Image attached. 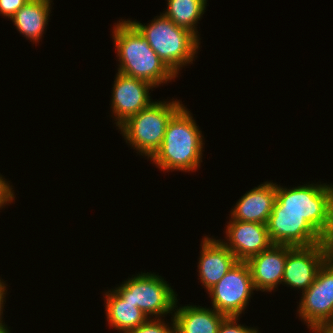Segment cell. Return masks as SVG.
Segmentation results:
<instances>
[{
  "label": "cell",
  "mask_w": 333,
  "mask_h": 333,
  "mask_svg": "<svg viewBox=\"0 0 333 333\" xmlns=\"http://www.w3.org/2000/svg\"><path fill=\"white\" fill-rule=\"evenodd\" d=\"M253 290L255 288L248 263L238 261L208 294L216 311L226 317H239L245 311Z\"/></svg>",
  "instance_id": "obj_7"
},
{
  "label": "cell",
  "mask_w": 333,
  "mask_h": 333,
  "mask_svg": "<svg viewBox=\"0 0 333 333\" xmlns=\"http://www.w3.org/2000/svg\"><path fill=\"white\" fill-rule=\"evenodd\" d=\"M175 303L173 319L175 333H217L226 318L214 308L190 305L178 307ZM177 308V309H176Z\"/></svg>",
  "instance_id": "obj_16"
},
{
  "label": "cell",
  "mask_w": 333,
  "mask_h": 333,
  "mask_svg": "<svg viewBox=\"0 0 333 333\" xmlns=\"http://www.w3.org/2000/svg\"><path fill=\"white\" fill-rule=\"evenodd\" d=\"M114 24L112 36L120 63L118 73L145 80L155 87L178 77L128 19Z\"/></svg>",
  "instance_id": "obj_1"
},
{
  "label": "cell",
  "mask_w": 333,
  "mask_h": 333,
  "mask_svg": "<svg viewBox=\"0 0 333 333\" xmlns=\"http://www.w3.org/2000/svg\"><path fill=\"white\" fill-rule=\"evenodd\" d=\"M298 314L307 327L333 322V259L320 268L313 284L302 293Z\"/></svg>",
  "instance_id": "obj_9"
},
{
  "label": "cell",
  "mask_w": 333,
  "mask_h": 333,
  "mask_svg": "<svg viewBox=\"0 0 333 333\" xmlns=\"http://www.w3.org/2000/svg\"><path fill=\"white\" fill-rule=\"evenodd\" d=\"M105 300L108 324L120 333H128L149 319L136 304L123 300L113 289L105 292Z\"/></svg>",
  "instance_id": "obj_18"
},
{
  "label": "cell",
  "mask_w": 333,
  "mask_h": 333,
  "mask_svg": "<svg viewBox=\"0 0 333 333\" xmlns=\"http://www.w3.org/2000/svg\"><path fill=\"white\" fill-rule=\"evenodd\" d=\"M191 114L183 105L168 121L163 142L150 158L159 169L190 172L200 167L204 137Z\"/></svg>",
  "instance_id": "obj_2"
},
{
  "label": "cell",
  "mask_w": 333,
  "mask_h": 333,
  "mask_svg": "<svg viewBox=\"0 0 333 333\" xmlns=\"http://www.w3.org/2000/svg\"><path fill=\"white\" fill-rule=\"evenodd\" d=\"M167 2V9L162 14L179 27L192 32L200 40L196 26L206 10L207 3L203 0H167Z\"/></svg>",
  "instance_id": "obj_19"
},
{
  "label": "cell",
  "mask_w": 333,
  "mask_h": 333,
  "mask_svg": "<svg viewBox=\"0 0 333 333\" xmlns=\"http://www.w3.org/2000/svg\"><path fill=\"white\" fill-rule=\"evenodd\" d=\"M240 317H226L220 324L217 333H260L257 328L238 324Z\"/></svg>",
  "instance_id": "obj_21"
},
{
  "label": "cell",
  "mask_w": 333,
  "mask_h": 333,
  "mask_svg": "<svg viewBox=\"0 0 333 333\" xmlns=\"http://www.w3.org/2000/svg\"><path fill=\"white\" fill-rule=\"evenodd\" d=\"M29 0H0V14L11 19Z\"/></svg>",
  "instance_id": "obj_22"
},
{
  "label": "cell",
  "mask_w": 333,
  "mask_h": 333,
  "mask_svg": "<svg viewBox=\"0 0 333 333\" xmlns=\"http://www.w3.org/2000/svg\"><path fill=\"white\" fill-rule=\"evenodd\" d=\"M182 106L178 100L154 101L129 117L118 129L126 143L149 159L162 144L168 121Z\"/></svg>",
  "instance_id": "obj_5"
},
{
  "label": "cell",
  "mask_w": 333,
  "mask_h": 333,
  "mask_svg": "<svg viewBox=\"0 0 333 333\" xmlns=\"http://www.w3.org/2000/svg\"><path fill=\"white\" fill-rule=\"evenodd\" d=\"M286 262V245L272 244L268 249L251 257L249 265L256 291L271 292L282 283Z\"/></svg>",
  "instance_id": "obj_14"
},
{
  "label": "cell",
  "mask_w": 333,
  "mask_h": 333,
  "mask_svg": "<svg viewBox=\"0 0 333 333\" xmlns=\"http://www.w3.org/2000/svg\"><path fill=\"white\" fill-rule=\"evenodd\" d=\"M156 17L147 25L136 20L129 21L144 36L159 58L176 75H179L183 66L195 61L194 56L200 49V40L192 32L174 24L163 14Z\"/></svg>",
  "instance_id": "obj_4"
},
{
  "label": "cell",
  "mask_w": 333,
  "mask_h": 333,
  "mask_svg": "<svg viewBox=\"0 0 333 333\" xmlns=\"http://www.w3.org/2000/svg\"><path fill=\"white\" fill-rule=\"evenodd\" d=\"M314 333H333V322L323 323L311 329Z\"/></svg>",
  "instance_id": "obj_25"
},
{
  "label": "cell",
  "mask_w": 333,
  "mask_h": 333,
  "mask_svg": "<svg viewBox=\"0 0 333 333\" xmlns=\"http://www.w3.org/2000/svg\"><path fill=\"white\" fill-rule=\"evenodd\" d=\"M330 246V257L333 259V236L328 240Z\"/></svg>",
  "instance_id": "obj_26"
},
{
  "label": "cell",
  "mask_w": 333,
  "mask_h": 333,
  "mask_svg": "<svg viewBox=\"0 0 333 333\" xmlns=\"http://www.w3.org/2000/svg\"><path fill=\"white\" fill-rule=\"evenodd\" d=\"M152 88L155 86L145 80L117 72L111 99L112 114L116 119L114 124L117 127L153 102L149 95Z\"/></svg>",
  "instance_id": "obj_10"
},
{
  "label": "cell",
  "mask_w": 333,
  "mask_h": 333,
  "mask_svg": "<svg viewBox=\"0 0 333 333\" xmlns=\"http://www.w3.org/2000/svg\"><path fill=\"white\" fill-rule=\"evenodd\" d=\"M12 186L6 181L5 178L0 175V208L3 209L5 205L13 202L14 198V190H12Z\"/></svg>",
  "instance_id": "obj_23"
},
{
  "label": "cell",
  "mask_w": 333,
  "mask_h": 333,
  "mask_svg": "<svg viewBox=\"0 0 333 333\" xmlns=\"http://www.w3.org/2000/svg\"><path fill=\"white\" fill-rule=\"evenodd\" d=\"M227 224L225 233L228 242L222 240V243L238 261L247 262L272 245L266 224L245 221H229Z\"/></svg>",
  "instance_id": "obj_12"
},
{
  "label": "cell",
  "mask_w": 333,
  "mask_h": 333,
  "mask_svg": "<svg viewBox=\"0 0 333 333\" xmlns=\"http://www.w3.org/2000/svg\"><path fill=\"white\" fill-rule=\"evenodd\" d=\"M51 2V0H29L10 20L20 34L37 43L47 27Z\"/></svg>",
  "instance_id": "obj_17"
},
{
  "label": "cell",
  "mask_w": 333,
  "mask_h": 333,
  "mask_svg": "<svg viewBox=\"0 0 333 333\" xmlns=\"http://www.w3.org/2000/svg\"><path fill=\"white\" fill-rule=\"evenodd\" d=\"M0 333H10L7 326H0Z\"/></svg>",
  "instance_id": "obj_27"
},
{
  "label": "cell",
  "mask_w": 333,
  "mask_h": 333,
  "mask_svg": "<svg viewBox=\"0 0 333 333\" xmlns=\"http://www.w3.org/2000/svg\"><path fill=\"white\" fill-rule=\"evenodd\" d=\"M133 276L113 290L123 300L136 304L148 318H162L168 313L173 315L177 294L164 278L151 272Z\"/></svg>",
  "instance_id": "obj_6"
},
{
  "label": "cell",
  "mask_w": 333,
  "mask_h": 333,
  "mask_svg": "<svg viewBox=\"0 0 333 333\" xmlns=\"http://www.w3.org/2000/svg\"><path fill=\"white\" fill-rule=\"evenodd\" d=\"M330 258L328 241L311 246L286 245V262L282 285L306 291L315 281L318 271Z\"/></svg>",
  "instance_id": "obj_8"
},
{
  "label": "cell",
  "mask_w": 333,
  "mask_h": 333,
  "mask_svg": "<svg viewBox=\"0 0 333 333\" xmlns=\"http://www.w3.org/2000/svg\"><path fill=\"white\" fill-rule=\"evenodd\" d=\"M304 184L283 188L276 184L272 212L299 213L325 240L333 236V185Z\"/></svg>",
  "instance_id": "obj_3"
},
{
  "label": "cell",
  "mask_w": 333,
  "mask_h": 333,
  "mask_svg": "<svg viewBox=\"0 0 333 333\" xmlns=\"http://www.w3.org/2000/svg\"><path fill=\"white\" fill-rule=\"evenodd\" d=\"M6 283L5 281L3 282L1 279H0V326H7L3 323V320H2V314H3V308H4V301H5V295L7 293V290H6Z\"/></svg>",
  "instance_id": "obj_24"
},
{
  "label": "cell",
  "mask_w": 333,
  "mask_h": 333,
  "mask_svg": "<svg viewBox=\"0 0 333 333\" xmlns=\"http://www.w3.org/2000/svg\"><path fill=\"white\" fill-rule=\"evenodd\" d=\"M276 200V183L264 182L246 192L230 212V221L267 224Z\"/></svg>",
  "instance_id": "obj_15"
},
{
  "label": "cell",
  "mask_w": 333,
  "mask_h": 333,
  "mask_svg": "<svg viewBox=\"0 0 333 333\" xmlns=\"http://www.w3.org/2000/svg\"><path fill=\"white\" fill-rule=\"evenodd\" d=\"M266 225L272 244L296 247L327 241L299 213L271 212Z\"/></svg>",
  "instance_id": "obj_11"
},
{
  "label": "cell",
  "mask_w": 333,
  "mask_h": 333,
  "mask_svg": "<svg viewBox=\"0 0 333 333\" xmlns=\"http://www.w3.org/2000/svg\"><path fill=\"white\" fill-rule=\"evenodd\" d=\"M171 326L166 324L162 318H149L146 322L139 325L137 328L130 330L128 333H175V323L171 317Z\"/></svg>",
  "instance_id": "obj_20"
},
{
  "label": "cell",
  "mask_w": 333,
  "mask_h": 333,
  "mask_svg": "<svg viewBox=\"0 0 333 333\" xmlns=\"http://www.w3.org/2000/svg\"><path fill=\"white\" fill-rule=\"evenodd\" d=\"M201 242L198 279L208 292L238 262V259L221 239L205 236Z\"/></svg>",
  "instance_id": "obj_13"
}]
</instances>
